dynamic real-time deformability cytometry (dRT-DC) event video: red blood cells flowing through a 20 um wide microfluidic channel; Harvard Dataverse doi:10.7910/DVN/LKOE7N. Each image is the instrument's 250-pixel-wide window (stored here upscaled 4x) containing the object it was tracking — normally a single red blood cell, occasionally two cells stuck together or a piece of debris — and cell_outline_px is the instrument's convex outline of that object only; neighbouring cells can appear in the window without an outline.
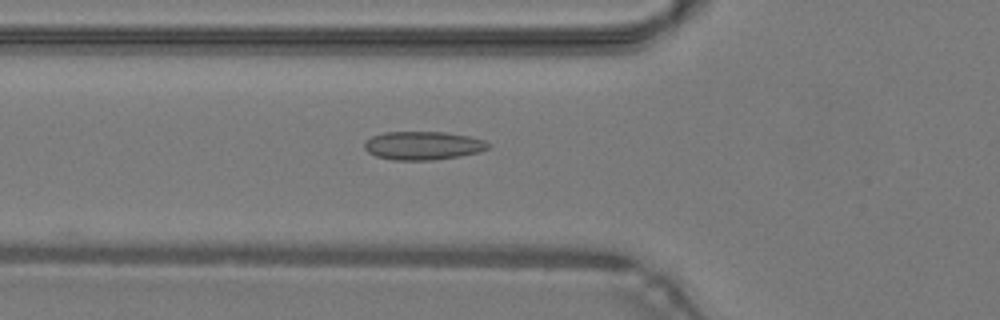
{"species": "common noctule bat (a hibernating species)", "species_latin": "Nyctalus noctula", "temperature_condition": "warm", "stored_images_in_passage": 39, "camera_frame_rate_fps": 3000, "um_per_image_px": 0.085, "animal": {"sex": "male", "body_mass_g": 19.2, "forearm_length_mm": 51.8}, "frame": {"image": 1, "passage_image": 8, "time_ms": 2.333, "image_size_px": [1000, 320], "cell_outline_px": [[492, 144], [488, 148], [480, 152], [460, 156], [432, 160], [392, 160], [376, 156], [368, 152], [364, 148], [364, 144], [372, 136], [384, 132], [444, 132], [468, 136], [484, 140]], "centroid_in_image_um": [35.97, 12.38], "position_along_channel_um": 89.8, "area_um2": 20.52}}
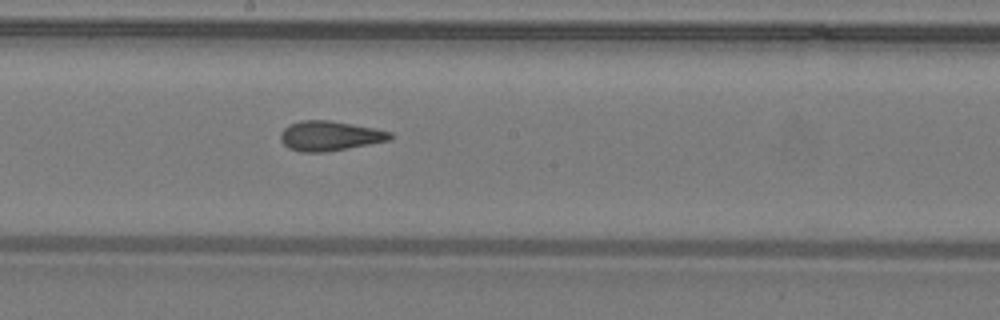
{"frame": {"image": 2, "passage_image": 17, "time_ms": 5.333, "image_size_px": [1000, 320], "cell_outline_px": [[392, 140], [324, 152], [300, 152], [288, 148], [280, 140], [280, 132], [288, 124], [300, 120], [328, 120], [376, 128], [392, 132]], "centroid_in_image_um": [28.01, 11.54], "position_along_channel_um": 220.2, "area_um2": 19.13}}
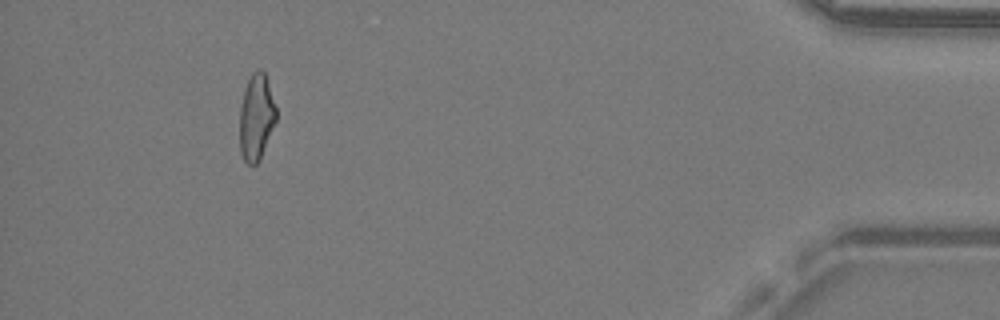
{"frame": {"image": 3, "passage_image": 35, "time_ms": 11.333, "image_size_px": [1000, 320], "cell_outline_px": [[276, 120], [260, 160], [256, 164], [248, 164], [244, 160], [240, 152], [240, 108], [244, 88], [252, 72], [256, 68], [260, 68], [264, 72], [276, 108]], "centroid_in_image_um": [21.77, 9.95], "position_along_channel_um": 413.4, "area_um2": 18.26}, "authors_computed_cell_mechanics": {"area_um2": 18.9584, "velocity_mm_per_s": 4.3084, "shape_relaxation_time_tau1_ms": null, "shape_relaxation_time_tau2_ms": 1.8852, "deformation_change_tau1": null, "deformation_change_tau2": 0.0919}}